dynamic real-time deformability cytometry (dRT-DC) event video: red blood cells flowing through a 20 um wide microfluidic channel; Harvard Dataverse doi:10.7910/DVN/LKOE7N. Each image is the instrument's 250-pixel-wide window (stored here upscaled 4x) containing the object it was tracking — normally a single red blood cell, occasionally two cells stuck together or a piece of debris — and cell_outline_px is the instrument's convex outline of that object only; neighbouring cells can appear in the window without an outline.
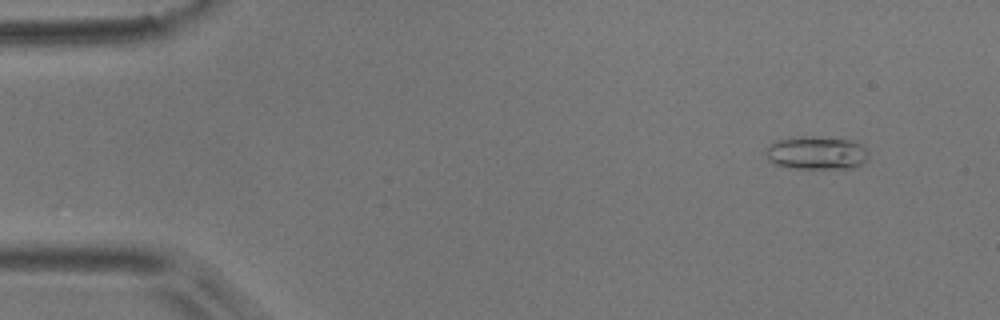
{"species": "common noctule bat (a hibernating species)", "species_latin": "Nyctalus noctula", "temperature_condition": "room temperature", "stored_images_in_passage": 3, "camera_frame_rate_fps": 3000, "um_per_image_px": 0.085, "animal": {"sex": "male", "body_mass_g": 17.9}, "frame": {"image": 1, "passage_image": 1, "time_ms": 0.0, "image_size_px": [1000, 320], "cell_outline_px": [[868, 156], [856, 168], [788, 168], [772, 164], [768, 160], [764, 152], [764, 148], [776, 140], [800, 136], [812, 136], [852, 140], [860, 144], [868, 152]], "centroid_in_image_um": [69.33, 12.99], "position_along_channel_um": 15.7, "area_um2": 20.11}}